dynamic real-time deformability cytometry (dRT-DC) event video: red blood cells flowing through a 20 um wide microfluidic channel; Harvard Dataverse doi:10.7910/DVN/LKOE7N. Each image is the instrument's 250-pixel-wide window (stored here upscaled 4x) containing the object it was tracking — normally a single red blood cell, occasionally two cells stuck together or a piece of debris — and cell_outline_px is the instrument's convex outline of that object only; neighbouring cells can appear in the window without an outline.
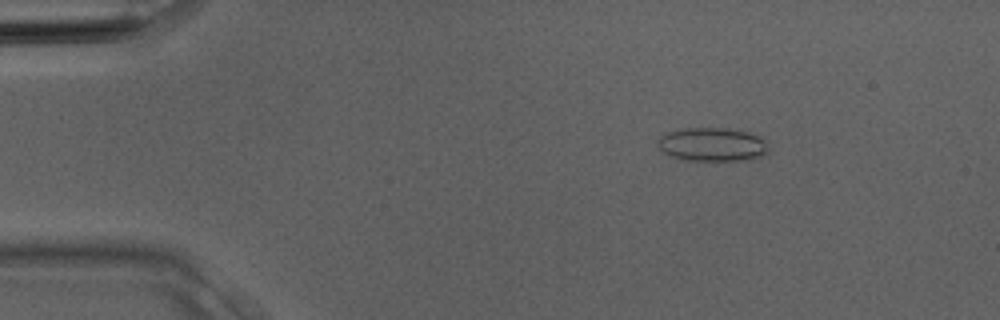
{"species": "Egyptian fruit bat (a non-hibernating species)", "species_latin": "Rousettus aegyptiacus", "temperature_condition": "room temperature", "stored_images_in_passage": 3, "camera_frame_rate_fps": 3000, "um_per_image_px": 0.085, "animal": {"sex": "male"}, "frame": {"image": 1, "passage_image": 2, "time_ms": 0.333, "image_size_px": [1000, 320], "cell_outline_px": [[768, 152], [764, 156], [748, 160], [680, 160], [664, 152], [656, 144], [656, 140], [660, 136], [668, 132], [684, 128], [728, 128], [748, 132], [760, 136], [768, 140]], "centroid_in_image_um": [60.58, 12.28], "position_along_channel_um": 24.4, "area_um2": 22.08}}